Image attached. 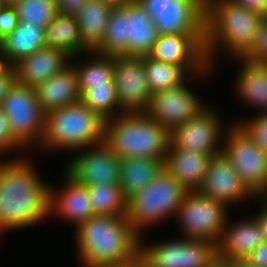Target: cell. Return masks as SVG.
I'll list each match as a JSON object with an SVG mask.
<instances>
[{
	"label": "cell",
	"mask_w": 267,
	"mask_h": 267,
	"mask_svg": "<svg viewBox=\"0 0 267 267\" xmlns=\"http://www.w3.org/2000/svg\"><path fill=\"white\" fill-rule=\"evenodd\" d=\"M187 192L162 168L151 183L127 200L126 219L134 233L140 238L145 228L174 218Z\"/></svg>",
	"instance_id": "7"
},
{
	"label": "cell",
	"mask_w": 267,
	"mask_h": 267,
	"mask_svg": "<svg viewBox=\"0 0 267 267\" xmlns=\"http://www.w3.org/2000/svg\"><path fill=\"white\" fill-rule=\"evenodd\" d=\"M40 108L46 115L80 100L78 77L70 63L45 82L35 87Z\"/></svg>",
	"instance_id": "24"
},
{
	"label": "cell",
	"mask_w": 267,
	"mask_h": 267,
	"mask_svg": "<svg viewBox=\"0 0 267 267\" xmlns=\"http://www.w3.org/2000/svg\"><path fill=\"white\" fill-rule=\"evenodd\" d=\"M112 9L104 0H87L76 15L82 44L89 51L100 46Z\"/></svg>",
	"instance_id": "25"
},
{
	"label": "cell",
	"mask_w": 267,
	"mask_h": 267,
	"mask_svg": "<svg viewBox=\"0 0 267 267\" xmlns=\"http://www.w3.org/2000/svg\"><path fill=\"white\" fill-rule=\"evenodd\" d=\"M104 141L119 159L138 157L164 162L170 132L145 112L123 113L105 121Z\"/></svg>",
	"instance_id": "4"
},
{
	"label": "cell",
	"mask_w": 267,
	"mask_h": 267,
	"mask_svg": "<svg viewBox=\"0 0 267 267\" xmlns=\"http://www.w3.org/2000/svg\"><path fill=\"white\" fill-rule=\"evenodd\" d=\"M203 196L225 204L228 208L256 197L239 179L229 159L221 152L211 156L203 185L198 190Z\"/></svg>",
	"instance_id": "18"
},
{
	"label": "cell",
	"mask_w": 267,
	"mask_h": 267,
	"mask_svg": "<svg viewBox=\"0 0 267 267\" xmlns=\"http://www.w3.org/2000/svg\"><path fill=\"white\" fill-rule=\"evenodd\" d=\"M221 116L220 111L213 109V105L206 106L194 118L170 132V143L181 150L204 152L210 156L220 154L229 128Z\"/></svg>",
	"instance_id": "14"
},
{
	"label": "cell",
	"mask_w": 267,
	"mask_h": 267,
	"mask_svg": "<svg viewBox=\"0 0 267 267\" xmlns=\"http://www.w3.org/2000/svg\"><path fill=\"white\" fill-rule=\"evenodd\" d=\"M246 58L258 63H267V15H264L261 22L255 46Z\"/></svg>",
	"instance_id": "36"
},
{
	"label": "cell",
	"mask_w": 267,
	"mask_h": 267,
	"mask_svg": "<svg viewBox=\"0 0 267 267\" xmlns=\"http://www.w3.org/2000/svg\"><path fill=\"white\" fill-rule=\"evenodd\" d=\"M44 28L19 22L15 30L0 41V50L13 66L20 59L45 47Z\"/></svg>",
	"instance_id": "29"
},
{
	"label": "cell",
	"mask_w": 267,
	"mask_h": 267,
	"mask_svg": "<svg viewBox=\"0 0 267 267\" xmlns=\"http://www.w3.org/2000/svg\"><path fill=\"white\" fill-rule=\"evenodd\" d=\"M71 63V57L62 50L43 47L20 59L12 67L17 83L36 87Z\"/></svg>",
	"instance_id": "21"
},
{
	"label": "cell",
	"mask_w": 267,
	"mask_h": 267,
	"mask_svg": "<svg viewBox=\"0 0 267 267\" xmlns=\"http://www.w3.org/2000/svg\"><path fill=\"white\" fill-rule=\"evenodd\" d=\"M223 150L234 171L257 198L267 188V154L238 125L229 124Z\"/></svg>",
	"instance_id": "9"
},
{
	"label": "cell",
	"mask_w": 267,
	"mask_h": 267,
	"mask_svg": "<svg viewBox=\"0 0 267 267\" xmlns=\"http://www.w3.org/2000/svg\"><path fill=\"white\" fill-rule=\"evenodd\" d=\"M16 82V73L13 67H11L4 75L0 77V106L3 99L7 96L10 89Z\"/></svg>",
	"instance_id": "40"
},
{
	"label": "cell",
	"mask_w": 267,
	"mask_h": 267,
	"mask_svg": "<svg viewBox=\"0 0 267 267\" xmlns=\"http://www.w3.org/2000/svg\"><path fill=\"white\" fill-rule=\"evenodd\" d=\"M80 101L105 121L125 113L118 104L115 83L93 86L80 96Z\"/></svg>",
	"instance_id": "32"
},
{
	"label": "cell",
	"mask_w": 267,
	"mask_h": 267,
	"mask_svg": "<svg viewBox=\"0 0 267 267\" xmlns=\"http://www.w3.org/2000/svg\"><path fill=\"white\" fill-rule=\"evenodd\" d=\"M12 66L7 62V59L0 50V77L4 75Z\"/></svg>",
	"instance_id": "44"
},
{
	"label": "cell",
	"mask_w": 267,
	"mask_h": 267,
	"mask_svg": "<svg viewBox=\"0 0 267 267\" xmlns=\"http://www.w3.org/2000/svg\"><path fill=\"white\" fill-rule=\"evenodd\" d=\"M87 0H56L59 14L76 16Z\"/></svg>",
	"instance_id": "39"
},
{
	"label": "cell",
	"mask_w": 267,
	"mask_h": 267,
	"mask_svg": "<svg viewBox=\"0 0 267 267\" xmlns=\"http://www.w3.org/2000/svg\"><path fill=\"white\" fill-rule=\"evenodd\" d=\"M163 162L153 158L120 159L119 185L126 200L139 193L157 176Z\"/></svg>",
	"instance_id": "28"
},
{
	"label": "cell",
	"mask_w": 267,
	"mask_h": 267,
	"mask_svg": "<svg viewBox=\"0 0 267 267\" xmlns=\"http://www.w3.org/2000/svg\"><path fill=\"white\" fill-rule=\"evenodd\" d=\"M234 60L241 66L235 75L236 95L246 106L259 110L256 115H267V63L254 62L246 57Z\"/></svg>",
	"instance_id": "22"
},
{
	"label": "cell",
	"mask_w": 267,
	"mask_h": 267,
	"mask_svg": "<svg viewBox=\"0 0 267 267\" xmlns=\"http://www.w3.org/2000/svg\"><path fill=\"white\" fill-rule=\"evenodd\" d=\"M159 35L204 33L205 0H135Z\"/></svg>",
	"instance_id": "13"
},
{
	"label": "cell",
	"mask_w": 267,
	"mask_h": 267,
	"mask_svg": "<svg viewBox=\"0 0 267 267\" xmlns=\"http://www.w3.org/2000/svg\"><path fill=\"white\" fill-rule=\"evenodd\" d=\"M94 215H126L127 200L119 184L94 185L87 187Z\"/></svg>",
	"instance_id": "31"
},
{
	"label": "cell",
	"mask_w": 267,
	"mask_h": 267,
	"mask_svg": "<svg viewBox=\"0 0 267 267\" xmlns=\"http://www.w3.org/2000/svg\"><path fill=\"white\" fill-rule=\"evenodd\" d=\"M144 66L152 94L177 88L191 77L182 66L161 62L148 55L144 56Z\"/></svg>",
	"instance_id": "30"
},
{
	"label": "cell",
	"mask_w": 267,
	"mask_h": 267,
	"mask_svg": "<svg viewBox=\"0 0 267 267\" xmlns=\"http://www.w3.org/2000/svg\"><path fill=\"white\" fill-rule=\"evenodd\" d=\"M159 37L149 14L136 2L113 7L106 32L95 52L101 55L147 56Z\"/></svg>",
	"instance_id": "6"
},
{
	"label": "cell",
	"mask_w": 267,
	"mask_h": 267,
	"mask_svg": "<svg viewBox=\"0 0 267 267\" xmlns=\"http://www.w3.org/2000/svg\"><path fill=\"white\" fill-rule=\"evenodd\" d=\"M267 208V188L256 198Z\"/></svg>",
	"instance_id": "47"
},
{
	"label": "cell",
	"mask_w": 267,
	"mask_h": 267,
	"mask_svg": "<svg viewBox=\"0 0 267 267\" xmlns=\"http://www.w3.org/2000/svg\"><path fill=\"white\" fill-rule=\"evenodd\" d=\"M230 221L228 217L217 243V258L230 262L243 261L265 241L264 235L253 214L251 218Z\"/></svg>",
	"instance_id": "19"
},
{
	"label": "cell",
	"mask_w": 267,
	"mask_h": 267,
	"mask_svg": "<svg viewBox=\"0 0 267 267\" xmlns=\"http://www.w3.org/2000/svg\"><path fill=\"white\" fill-rule=\"evenodd\" d=\"M9 121L13 138L25 149L39 146L44 132L45 114L34 87L15 83L0 106ZM28 147V148H26Z\"/></svg>",
	"instance_id": "10"
},
{
	"label": "cell",
	"mask_w": 267,
	"mask_h": 267,
	"mask_svg": "<svg viewBox=\"0 0 267 267\" xmlns=\"http://www.w3.org/2000/svg\"><path fill=\"white\" fill-rule=\"evenodd\" d=\"M36 168L29 157L0 160V237L2 232L27 229L50 217V183Z\"/></svg>",
	"instance_id": "1"
},
{
	"label": "cell",
	"mask_w": 267,
	"mask_h": 267,
	"mask_svg": "<svg viewBox=\"0 0 267 267\" xmlns=\"http://www.w3.org/2000/svg\"><path fill=\"white\" fill-rule=\"evenodd\" d=\"M236 4L245 7L248 10L267 15V0H232Z\"/></svg>",
	"instance_id": "42"
},
{
	"label": "cell",
	"mask_w": 267,
	"mask_h": 267,
	"mask_svg": "<svg viewBox=\"0 0 267 267\" xmlns=\"http://www.w3.org/2000/svg\"><path fill=\"white\" fill-rule=\"evenodd\" d=\"M244 120L233 122L238 124L253 142L267 154V115H255Z\"/></svg>",
	"instance_id": "34"
},
{
	"label": "cell",
	"mask_w": 267,
	"mask_h": 267,
	"mask_svg": "<svg viewBox=\"0 0 267 267\" xmlns=\"http://www.w3.org/2000/svg\"><path fill=\"white\" fill-rule=\"evenodd\" d=\"M64 186L60 190L50 185L49 214L73 224L76 229L81 223L94 216L87 186L64 174ZM55 189V190H54Z\"/></svg>",
	"instance_id": "20"
},
{
	"label": "cell",
	"mask_w": 267,
	"mask_h": 267,
	"mask_svg": "<svg viewBox=\"0 0 267 267\" xmlns=\"http://www.w3.org/2000/svg\"><path fill=\"white\" fill-rule=\"evenodd\" d=\"M98 267H146V262L143 255L138 250L131 258L127 260L109 263Z\"/></svg>",
	"instance_id": "41"
},
{
	"label": "cell",
	"mask_w": 267,
	"mask_h": 267,
	"mask_svg": "<svg viewBox=\"0 0 267 267\" xmlns=\"http://www.w3.org/2000/svg\"><path fill=\"white\" fill-rule=\"evenodd\" d=\"M204 33L159 35L148 56L182 66L191 76L202 73L209 65L203 47Z\"/></svg>",
	"instance_id": "17"
},
{
	"label": "cell",
	"mask_w": 267,
	"mask_h": 267,
	"mask_svg": "<svg viewBox=\"0 0 267 267\" xmlns=\"http://www.w3.org/2000/svg\"><path fill=\"white\" fill-rule=\"evenodd\" d=\"M44 45L62 50L71 58L89 50L82 44L76 16L57 13L44 28Z\"/></svg>",
	"instance_id": "26"
},
{
	"label": "cell",
	"mask_w": 267,
	"mask_h": 267,
	"mask_svg": "<svg viewBox=\"0 0 267 267\" xmlns=\"http://www.w3.org/2000/svg\"><path fill=\"white\" fill-rule=\"evenodd\" d=\"M106 3L112 5L113 7L124 6L128 3L134 2L135 0H104Z\"/></svg>",
	"instance_id": "46"
},
{
	"label": "cell",
	"mask_w": 267,
	"mask_h": 267,
	"mask_svg": "<svg viewBox=\"0 0 267 267\" xmlns=\"http://www.w3.org/2000/svg\"><path fill=\"white\" fill-rule=\"evenodd\" d=\"M113 79L118 104L125 113L147 110L152 92L147 82L144 56H114Z\"/></svg>",
	"instance_id": "16"
},
{
	"label": "cell",
	"mask_w": 267,
	"mask_h": 267,
	"mask_svg": "<svg viewBox=\"0 0 267 267\" xmlns=\"http://www.w3.org/2000/svg\"><path fill=\"white\" fill-rule=\"evenodd\" d=\"M243 262L250 267H267V241L256 247Z\"/></svg>",
	"instance_id": "38"
},
{
	"label": "cell",
	"mask_w": 267,
	"mask_h": 267,
	"mask_svg": "<svg viewBox=\"0 0 267 267\" xmlns=\"http://www.w3.org/2000/svg\"><path fill=\"white\" fill-rule=\"evenodd\" d=\"M19 22L45 28L56 16V0H18L13 5Z\"/></svg>",
	"instance_id": "33"
},
{
	"label": "cell",
	"mask_w": 267,
	"mask_h": 267,
	"mask_svg": "<svg viewBox=\"0 0 267 267\" xmlns=\"http://www.w3.org/2000/svg\"><path fill=\"white\" fill-rule=\"evenodd\" d=\"M104 123L80 100L45 115L44 132L38 149L43 153L74 152L104 141Z\"/></svg>",
	"instance_id": "5"
},
{
	"label": "cell",
	"mask_w": 267,
	"mask_h": 267,
	"mask_svg": "<svg viewBox=\"0 0 267 267\" xmlns=\"http://www.w3.org/2000/svg\"><path fill=\"white\" fill-rule=\"evenodd\" d=\"M213 71V68L208 66L202 73L191 76L181 86L152 94L151 102L145 113L169 132L178 125L185 124L208 106V104L204 105V101L193 91L192 87L190 88L187 82L203 80V83L206 81L205 79L213 76L211 74Z\"/></svg>",
	"instance_id": "12"
},
{
	"label": "cell",
	"mask_w": 267,
	"mask_h": 267,
	"mask_svg": "<svg viewBox=\"0 0 267 267\" xmlns=\"http://www.w3.org/2000/svg\"><path fill=\"white\" fill-rule=\"evenodd\" d=\"M139 238V252L147 267H208L217 258V244L178 237L147 245Z\"/></svg>",
	"instance_id": "11"
},
{
	"label": "cell",
	"mask_w": 267,
	"mask_h": 267,
	"mask_svg": "<svg viewBox=\"0 0 267 267\" xmlns=\"http://www.w3.org/2000/svg\"><path fill=\"white\" fill-rule=\"evenodd\" d=\"M208 267H232V262L216 258Z\"/></svg>",
	"instance_id": "45"
},
{
	"label": "cell",
	"mask_w": 267,
	"mask_h": 267,
	"mask_svg": "<svg viewBox=\"0 0 267 267\" xmlns=\"http://www.w3.org/2000/svg\"><path fill=\"white\" fill-rule=\"evenodd\" d=\"M19 23L13 6L3 5L0 8V41L11 34Z\"/></svg>",
	"instance_id": "37"
},
{
	"label": "cell",
	"mask_w": 267,
	"mask_h": 267,
	"mask_svg": "<svg viewBox=\"0 0 267 267\" xmlns=\"http://www.w3.org/2000/svg\"><path fill=\"white\" fill-rule=\"evenodd\" d=\"M74 237L82 267L121 262L139 250V237L126 215H94L74 229Z\"/></svg>",
	"instance_id": "3"
},
{
	"label": "cell",
	"mask_w": 267,
	"mask_h": 267,
	"mask_svg": "<svg viewBox=\"0 0 267 267\" xmlns=\"http://www.w3.org/2000/svg\"><path fill=\"white\" fill-rule=\"evenodd\" d=\"M81 150L66 162L64 173L87 187L119 184L120 159L105 141Z\"/></svg>",
	"instance_id": "15"
},
{
	"label": "cell",
	"mask_w": 267,
	"mask_h": 267,
	"mask_svg": "<svg viewBox=\"0 0 267 267\" xmlns=\"http://www.w3.org/2000/svg\"><path fill=\"white\" fill-rule=\"evenodd\" d=\"M23 149L24 148L13 138L7 116L0 107V157L7 155L10 151L16 153L17 151H24Z\"/></svg>",
	"instance_id": "35"
},
{
	"label": "cell",
	"mask_w": 267,
	"mask_h": 267,
	"mask_svg": "<svg viewBox=\"0 0 267 267\" xmlns=\"http://www.w3.org/2000/svg\"><path fill=\"white\" fill-rule=\"evenodd\" d=\"M232 267H250L243 261H234L232 262Z\"/></svg>",
	"instance_id": "48"
},
{
	"label": "cell",
	"mask_w": 267,
	"mask_h": 267,
	"mask_svg": "<svg viewBox=\"0 0 267 267\" xmlns=\"http://www.w3.org/2000/svg\"><path fill=\"white\" fill-rule=\"evenodd\" d=\"M82 57L84 59L83 61ZM84 57L86 58V60ZM71 63L76 68L80 96L93 86L106 85V83H114L113 56L101 55L95 51H88L80 54L79 56L71 58Z\"/></svg>",
	"instance_id": "27"
},
{
	"label": "cell",
	"mask_w": 267,
	"mask_h": 267,
	"mask_svg": "<svg viewBox=\"0 0 267 267\" xmlns=\"http://www.w3.org/2000/svg\"><path fill=\"white\" fill-rule=\"evenodd\" d=\"M3 5L13 6L18 0H0Z\"/></svg>",
	"instance_id": "49"
},
{
	"label": "cell",
	"mask_w": 267,
	"mask_h": 267,
	"mask_svg": "<svg viewBox=\"0 0 267 267\" xmlns=\"http://www.w3.org/2000/svg\"><path fill=\"white\" fill-rule=\"evenodd\" d=\"M228 207L217 200L203 196L199 191H188L174 220L182 238L205 239L218 243L229 216Z\"/></svg>",
	"instance_id": "8"
},
{
	"label": "cell",
	"mask_w": 267,
	"mask_h": 267,
	"mask_svg": "<svg viewBox=\"0 0 267 267\" xmlns=\"http://www.w3.org/2000/svg\"><path fill=\"white\" fill-rule=\"evenodd\" d=\"M257 202L258 205L260 204V209L256 211L257 214H255V217L260 223L264 239L267 241V208L259 200Z\"/></svg>",
	"instance_id": "43"
},
{
	"label": "cell",
	"mask_w": 267,
	"mask_h": 267,
	"mask_svg": "<svg viewBox=\"0 0 267 267\" xmlns=\"http://www.w3.org/2000/svg\"><path fill=\"white\" fill-rule=\"evenodd\" d=\"M210 158L204 152L177 149L169 143L163 168L186 190L198 191L203 185Z\"/></svg>",
	"instance_id": "23"
},
{
	"label": "cell",
	"mask_w": 267,
	"mask_h": 267,
	"mask_svg": "<svg viewBox=\"0 0 267 267\" xmlns=\"http://www.w3.org/2000/svg\"><path fill=\"white\" fill-rule=\"evenodd\" d=\"M263 17L232 0H205L203 47L208 65L215 70L222 52L232 60L246 57L255 46Z\"/></svg>",
	"instance_id": "2"
}]
</instances>
